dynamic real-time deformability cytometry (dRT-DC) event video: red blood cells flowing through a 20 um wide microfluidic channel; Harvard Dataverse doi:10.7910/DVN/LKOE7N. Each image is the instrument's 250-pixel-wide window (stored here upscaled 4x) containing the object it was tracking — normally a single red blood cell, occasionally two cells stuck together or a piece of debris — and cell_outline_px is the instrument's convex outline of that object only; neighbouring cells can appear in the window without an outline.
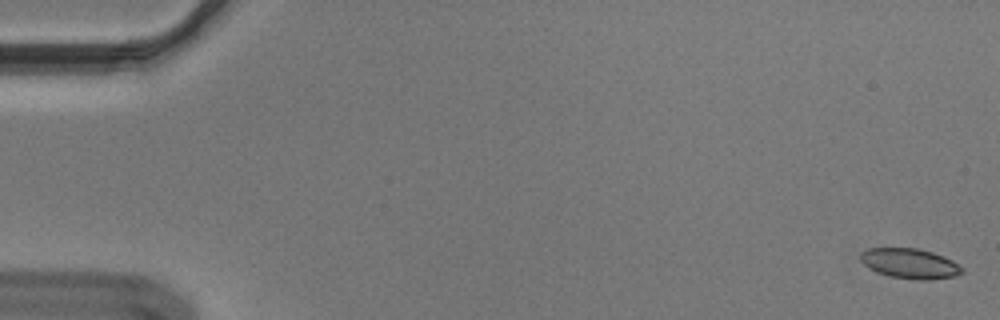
{"species": "Egyptian fruit bat (a non-hibernating species)", "species_latin": "Rousettus aegyptiacus", "temperature_condition": "cold", "stored_images_in_passage": 55, "camera_frame_rate_fps": 3000, "um_per_image_px": 0.085, "animal": {"sex": "male"}, "frame": {"image": 1, "passage_image": 1, "time_ms": 0.0, "image_size_px": [1000, 320], "cell_outline_px": [[964, 272], [956, 276], [928, 280], [916, 280], [888, 276], [876, 272], [868, 268], [860, 260], [860, 252], [868, 248], [916, 248], [932, 252], [944, 256], [952, 260], [964, 268]], "centroid_in_image_um": [77.34, 22.4], "position_along_channel_um": 7.7, "area_um2": 18.03}}
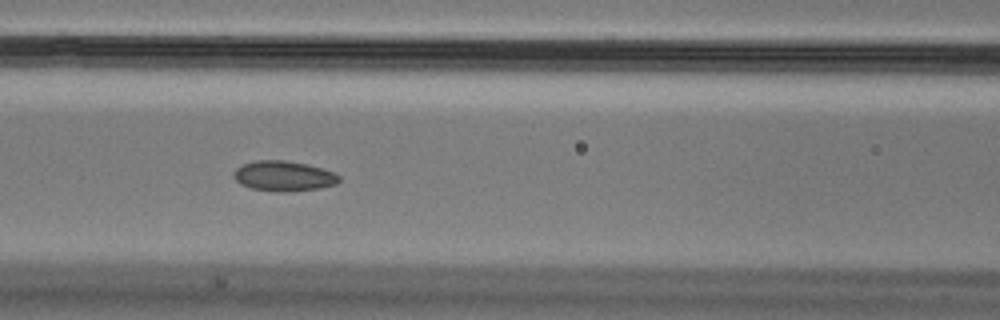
{"frame": {"image": 2, "passage_image": 24, "time_ms": 7.667, "image_size_px": [1000, 320], "cell_outline_px": [[340, 180], [336, 184], [320, 188], [288, 192], [276, 192], [252, 188], [240, 184], [232, 176], [236, 168], [240, 164], [256, 160], [284, 160], [304, 164], [320, 168], [332, 172], [340, 176]], "centroid_in_image_um": [24.07, 14.97], "position_along_channel_um": 142.5, "area_um2": 18.55}}
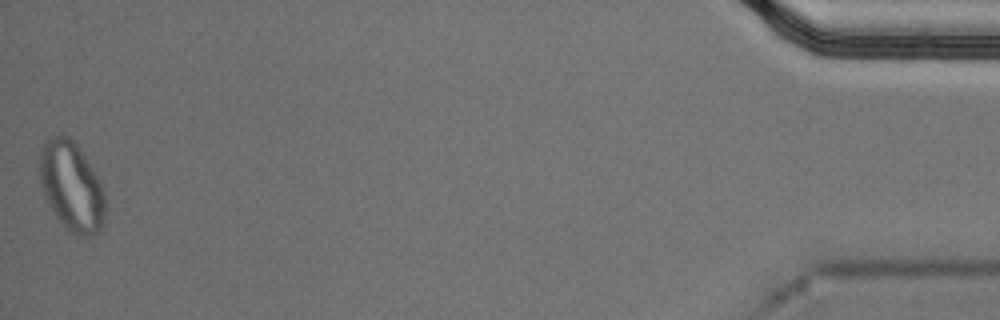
{"frame": {"image": 3, "passage_image": 55, "time_ms": 18.0, "image_size_px": [1000, 320], "cell_outline_px": [[104, 220], [100, 232], [92, 236], [80, 236], [68, 232], [64, 228], [56, 216], [44, 192], [40, 180], [40, 152], [44, 140], [60, 132], [68, 136], [76, 144], [100, 180], [104, 192]], "centroid_in_image_um": [6.09, 15.84], "position_along_channel_um": 429.1, "area_um2": 34.1}, "authors_computed_cell_mechanics": {"area_um2": 18.3804, "velocity_mm_per_s": 3.6415, "shape_relaxation_time_tau1_ms": null, "shape_relaxation_time_tau2_ms": 1.9065, "deformation_change_tau1": null, "deformation_change_tau2": 0.059}}